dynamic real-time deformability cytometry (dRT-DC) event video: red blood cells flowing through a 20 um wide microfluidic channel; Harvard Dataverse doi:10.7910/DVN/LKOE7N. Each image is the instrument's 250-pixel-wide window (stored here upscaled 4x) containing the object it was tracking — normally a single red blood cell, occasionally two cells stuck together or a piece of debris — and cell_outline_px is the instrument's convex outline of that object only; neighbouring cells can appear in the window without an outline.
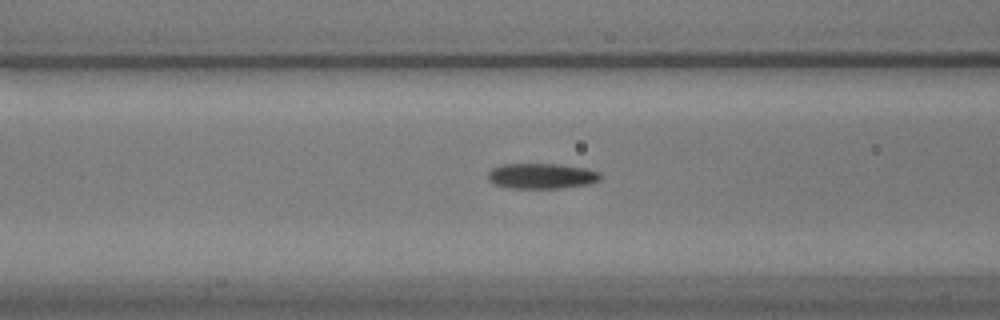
{"species": "common noctule bat (a hibernating species)", "species_latin": "Nyctalus noctula", "temperature_condition": "warm", "stored_images_in_passage": 52, "camera_frame_rate_fps": 3000, "um_per_image_px": 0.085, "animal": {"sex": "male", "body_mass_g": 17.9}, "frame": {"image": 1, "passage_image": 22, "time_ms": 7.0, "image_size_px": [1000, 320], "cell_outline_px": [[600, 180], [588, 184], [560, 188], [508, 188], [496, 184], [488, 180], [488, 172], [492, 168], [500, 164], [560, 164], [588, 168], [600, 172]], "centroid_in_image_um": [46.04, 14.95], "position_along_channel_um": 120.6, "area_um2": 16.76}}
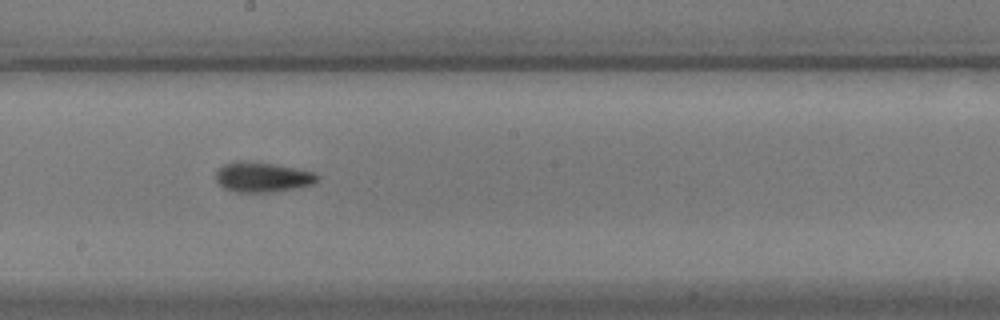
{"frame": {"image": 2, "passage_image": 31, "time_ms": 10.0, "image_size_px": [1000, 320], "cell_outline_px": [[320, 180], [316, 184], [268, 192], [236, 192], [224, 188], [216, 180], [216, 172], [224, 164], [240, 160], [272, 164], [296, 168], [316, 172], [320, 176]], "centroid_in_image_um": [22.35, 15.05], "position_along_channel_um": 225.8, "area_um2": 17.69}}
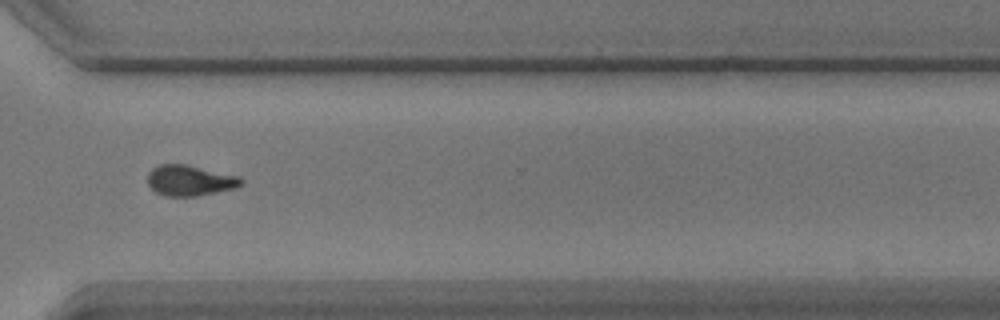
{"frame": {"image": 3, "passage_image": 42, "time_ms": 13.667, "image_size_px": [1000, 320], "cell_outline_px": [[244, 184], [236, 188], [196, 196], [164, 196], [156, 192], [148, 184], [148, 172], [152, 168], [160, 164], [188, 164], [240, 176], [244, 180]], "centroid_in_image_um": [16.17, 15.33], "position_along_channel_um": 354.4, "area_um2": 16.94}}